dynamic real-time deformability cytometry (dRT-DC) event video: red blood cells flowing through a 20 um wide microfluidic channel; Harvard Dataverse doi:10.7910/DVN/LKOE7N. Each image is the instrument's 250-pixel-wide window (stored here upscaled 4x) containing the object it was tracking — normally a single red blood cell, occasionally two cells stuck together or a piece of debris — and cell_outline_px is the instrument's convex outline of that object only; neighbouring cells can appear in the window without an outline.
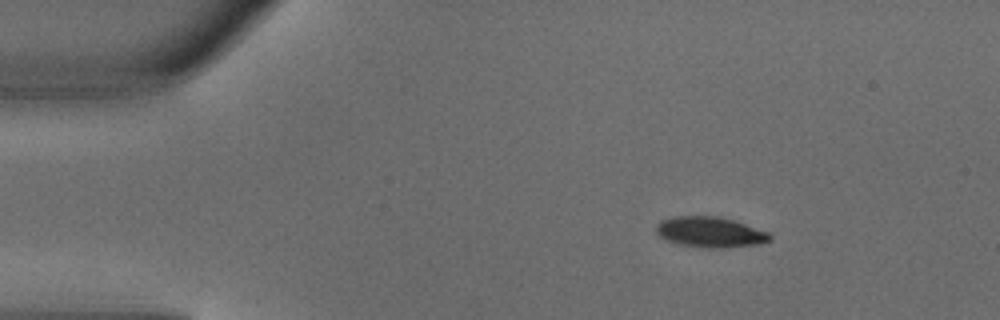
{"species": "common noctule bat (a hibernating species)", "species_latin": "Nyctalus noctula", "temperature_condition": "warm", "stored_images_in_passage": 4, "camera_frame_rate_fps": 3000, "um_per_image_px": 0.085, "animal": {"sex": "male", "body_mass_g": 18.8}, "frame": {"image": 1, "passage_image": 1, "time_ms": 0.0, "image_size_px": [1000, 320], "cell_outline_px": [[772, 240], [760, 244], [724, 248], [704, 248], [680, 244], [664, 240], [656, 232], [656, 224], [660, 220], [680, 216], [716, 216], [732, 220], [768, 232], [772, 236]], "centroid_in_image_um": [60.35, 19.74], "position_along_channel_um": 24.6, "area_um2": 20.23}}
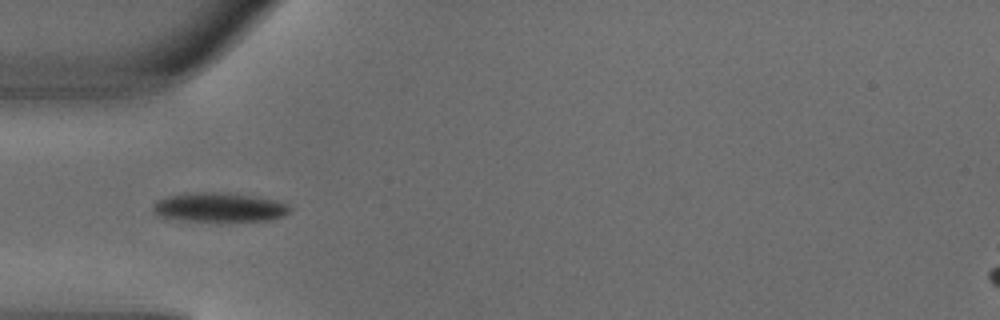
{"frame": {"image": 2, "passage_image": 3, "time_ms": 0.667, "image_size_px": [1000, 320], "cell_outline_px": [[292, 208], [288, 212], [280, 216], [268, 220], [176, 220], [160, 216], [152, 208], [152, 204], [156, 200], [168, 196], [184, 192], [224, 192], [252, 196], [276, 200], [288, 204]], "centroid_in_image_um": [18.58, 17.59], "position_along_channel_um": 66.4, "area_um2": 23.06}}